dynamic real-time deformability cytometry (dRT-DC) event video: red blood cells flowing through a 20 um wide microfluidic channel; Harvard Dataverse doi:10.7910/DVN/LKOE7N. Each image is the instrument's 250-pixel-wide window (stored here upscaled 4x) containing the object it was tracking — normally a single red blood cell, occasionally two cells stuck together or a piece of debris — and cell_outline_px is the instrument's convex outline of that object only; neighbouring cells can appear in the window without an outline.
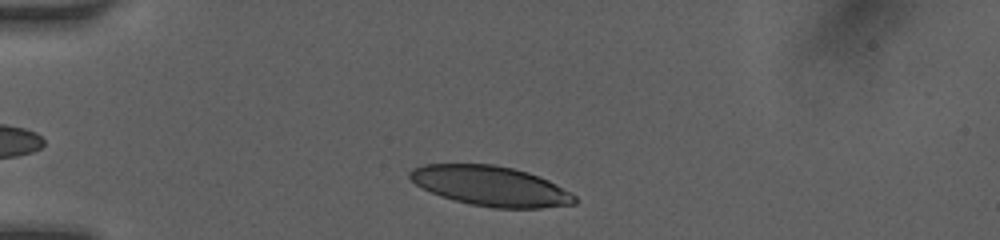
{"species": "human", "species_latin": "Homo sapiens", "temperature_condition": "room temperature", "stored_images_in_passage": 32, "camera_frame_rate_fps": 3000, "um_per_image_px": 0.085, "donor": {"sex": "female"}, "frame": {"image": 1, "passage_image": 2, "time_ms": 0.667, "image_size_px": [1000, 240], "cell_outline_px": [[576, 204], [540, 208], [492, 208], [472, 204], [440, 196], [416, 184], [408, 176], [408, 172], [412, 168], [424, 164], [492, 164], [512, 168], [528, 172], [548, 180], [576, 196]], "centroid_in_image_um": [41.7, 15.81], "position_along_channel_um": 43.3, "area_um2": 38.09}}
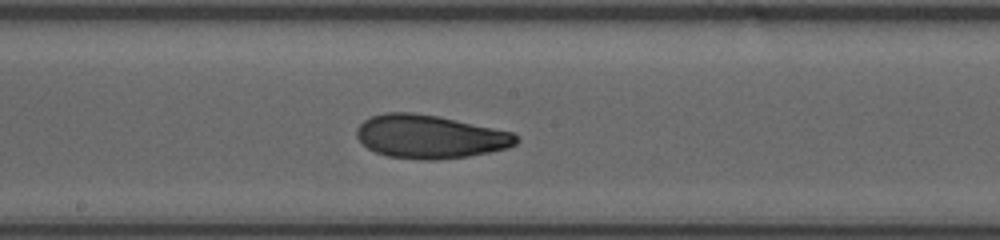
{"frame": {"image": 2, "passage_image": 17, "time_ms": 5.667, "image_size_px": [1000, 240], "cell_outline_px": [[520, 140], [516, 144], [508, 148], [468, 156], [432, 160], [420, 160], [388, 156], [376, 152], [368, 148], [356, 136], [356, 128], [364, 120], [372, 116], [384, 112], [412, 112], [440, 116], [512, 132], [520, 136]], "centroid_in_image_um": [36.55, 11.61], "position_along_channel_um": 211.6, "area_um2": 40.46}}
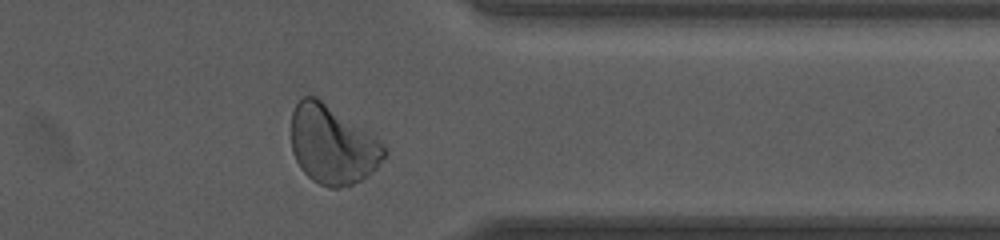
{"frame": {"image": 3, "passage_image": 29, "time_ms": 10.0, "image_size_px": [1000, 240], "cell_outline_px": [[388, 156], [372, 172], [360, 180], [352, 184], [340, 188], [328, 188], [312, 180], [300, 168], [292, 152], [292, 112], [296, 104], [304, 96], [316, 96], [368, 132], [384, 144], [388, 148]], "centroid_in_image_um": [28.27, 12.33], "position_along_channel_um": 383.1, "area_um2": 42.54}, "authors_computed_cell_mechanics": {"area_um2": 39.5063, "velocity_mm_per_s": 4.0988, "shape_relaxation_time_tau1_ms": 5.7294, "shape_relaxation_time_tau2_ms": 1.806, "deformation_change_tau1": 0.1799, "deformation_change_tau2": 0.0856}}